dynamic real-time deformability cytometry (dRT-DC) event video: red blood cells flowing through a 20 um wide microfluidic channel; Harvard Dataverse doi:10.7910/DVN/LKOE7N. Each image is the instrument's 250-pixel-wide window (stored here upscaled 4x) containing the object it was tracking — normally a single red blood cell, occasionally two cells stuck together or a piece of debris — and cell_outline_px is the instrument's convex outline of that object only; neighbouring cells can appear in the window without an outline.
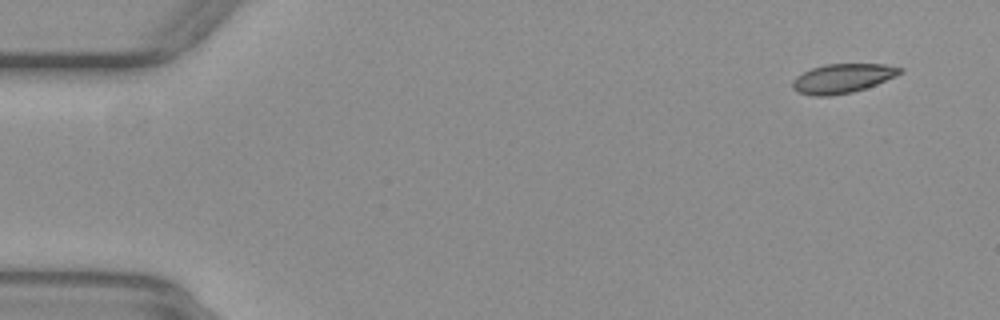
{"species": "common noctule bat (a hibernating species)", "species_latin": "Nyctalus noctula", "temperature_condition": "warm", "stored_images_in_passage": 54, "camera_frame_rate_fps": 3000, "um_per_image_px": 0.085, "animal": {"sex": "female", "body_mass_g": 29.2, "forearm_length_mm": 56.3}, "frame": {"image": 1, "passage_image": 4, "time_ms": 1.0, "image_size_px": [1000, 320], "cell_outline_px": [[904, 72], [896, 76], [876, 84], [852, 92], [828, 96], [816, 96], [796, 92], [792, 88], [792, 80], [796, 76], [812, 68], [824, 64], [884, 64], [904, 68]], "centroid_in_image_um": [71.61, 6.66], "position_along_channel_um": 13.4, "area_um2": 18.32}}
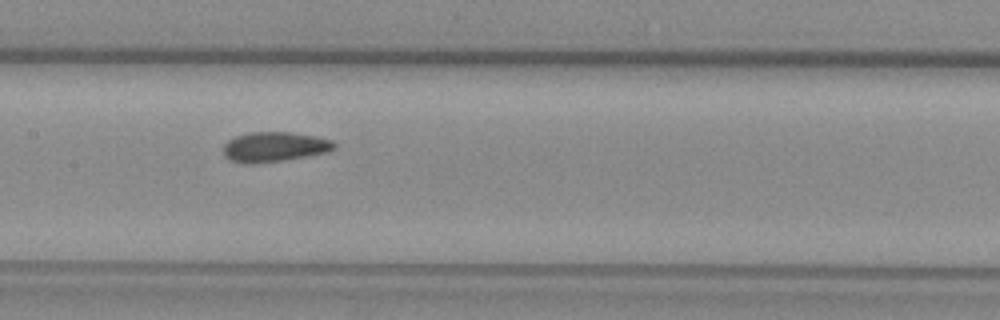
{"frame": {"image": 2, "passage_image": 27, "time_ms": 8.667, "image_size_px": [1000, 320], "cell_outline_px": [[336, 148], [328, 152], [308, 156], [252, 164], [244, 164], [228, 160], [224, 156], [224, 144], [228, 140], [236, 136], [248, 132], [292, 132], [332, 140], [336, 144]], "centroid_in_image_um": [23.3, 12.49], "position_along_channel_um": 184.1, "area_um2": 19.36}}
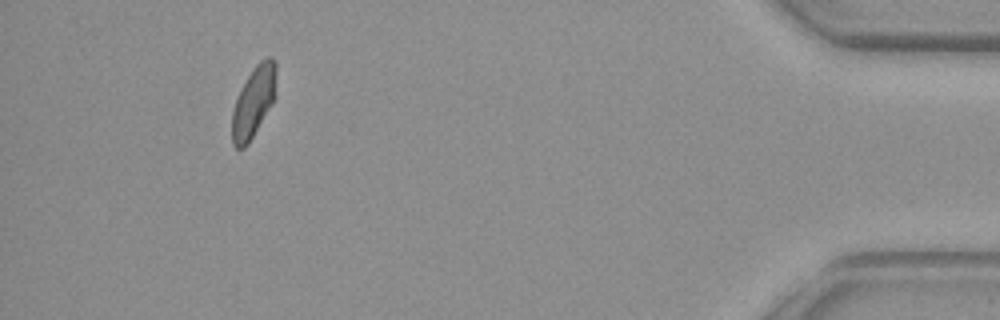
{"frame": {"image": 3, "passage_image": 50, "time_ms": 16.333, "image_size_px": [1000, 320], "cell_outline_px": [[276, 72], [272, 104], [248, 144], [244, 148], [236, 148], [232, 144], [232, 112], [240, 88], [252, 68], [260, 60], [268, 56], [272, 56], [276, 64]], "centroid_in_image_um": [21.53, 8.64], "position_along_channel_um": 413.7, "area_um2": 18.09}, "authors_computed_cell_mechanics": {"area_um2": 18.6694, "velocity_mm_per_s": 3.8778, "shape_relaxation_time_tau1_ms": 7.4787, "shape_relaxation_time_tau2_ms": 1.6001, "deformation_change_tau1": 0.1545, "deformation_change_tau2": 0.0595}}